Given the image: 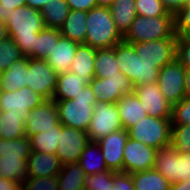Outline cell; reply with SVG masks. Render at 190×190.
Here are the masks:
<instances>
[{
  "mask_svg": "<svg viewBox=\"0 0 190 190\" xmlns=\"http://www.w3.org/2000/svg\"><path fill=\"white\" fill-rule=\"evenodd\" d=\"M6 27L22 55L35 59L36 36L45 28L40 11L26 5L12 9Z\"/></svg>",
  "mask_w": 190,
  "mask_h": 190,
  "instance_id": "cell-1",
  "label": "cell"
},
{
  "mask_svg": "<svg viewBox=\"0 0 190 190\" xmlns=\"http://www.w3.org/2000/svg\"><path fill=\"white\" fill-rule=\"evenodd\" d=\"M97 99L90 85H86L73 99L55 101L59 122L63 126L87 132Z\"/></svg>",
  "mask_w": 190,
  "mask_h": 190,
  "instance_id": "cell-2",
  "label": "cell"
},
{
  "mask_svg": "<svg viewBox=\"0 0 190 190\" xmlns=\"http://www.w3.org/2000/svg\"><path fill=\"white\" fill-rule=\"evenodd\" d=\"M86 45L96 49L112 48L123 41L109 7L96 6L87 12Z\"/></svg>",
  "mask_w": 190,
  "mask_h": 190,
  "instance_id": "cell-3",
  "label": "cell"
},
{
  "mask_svg": "<svg viewBox=\"0 0 190 190\" xmlns=\"http://www.w3.org/2000/svg\"><path fill=\"white\" fill-rule=\"evenodd\" d=\"M177 38L175 32V14L168 13L161 17H144L137 15L123 41L131 43Z\"/></svg>",
  "mask_w": 190,
  "mask_h": 190,
  "instance_id": "cell-4",
  "label": "cell"
},
{
  "mask_svg": "<svg viewBox=\"0 0 190 190\" xmlns=\"http://www.w3.org/2000/svg\"><path fill=\"white\" fill-rule=\"evenodd\" d=\"M117 64L134 86L156 82L160 70L155 64L147 63L136 53L132 44L122 41L114 46Z\"/></svg>",
  "mask_w": 190,
  "mask_h": 190,
  "instance_id": "cell-5",
  "label": "cell"
},
{
  "mask_svg": "<svg viewBox=\"0 0 190 190\" xmlns=\"http://www.w3.org/2000/svg\"><path fill=\"white\" fill-rule=\"evenodd\" d=\"M127 132L129 138L156 150L171 146L172 123L168 118L146 116Z\"/></svg>",
  "mask_w": 190,
  "mask_h": 190,
  "instance_id": "cell-6",
  "label": "cell"
},
{
  "mask_svg": "<svg viewBox=\"0 0 190 190\" xmlns=\"http://www.w3.org/2000/svg\"><path fill=\"white\" fill-rule=\"evenodd\" d=\"M154 169L171 184L190 179V153L180 154L172 146L156 151Z\"/></svg>",
  "mask_w": 190,
  "mask_h": 190,
  "instance_id": "cell-7",
  "label": "cell"
},
{
  "mask_svg": "<svg viewBox=\"0 0 190 190\" xmlns=\"http://www.w3.org/2000/svg\"><path fill=\"white\" fill-rule=\"evenodd\" d=\"M123 129L121 117L116 103L97 100L90 127L87 131L90 141H98L111 132Z\"/></svg>",
  "mask_w": 190,
  "mask_h": 190,
  "instance_id": "cell-8",
  "label": "cell"
},
{
  "mask_svg": "<svg viewBox=\"0 0 190 190\" xmlns=\"http://www.w3.org/2000/svg\"><path fill=\"white\" fill-rule=\"evenodd\" d=\"M58 74L43 59H28L26 85L45 100H51L57 85Z\"/></svg>",
  "mask_w": 190,
  "mask_h": 190,
  "instance_id": "cell-9",
  "label": "cell"
},
{
  "mask_svg": "<svg viewBox=\"0 0 190 190\" xmlns=\"http://www.w3.org/2000/svg\"><path fill=\"white\" fill-rule=\"evenodd\" d=\"M185 70L176 58L160 69L157 83L165 99L172 105L186 97Z\"/></svg>",
  "mask_w": 190,
  "mask_h": 190,
  "instance_id": "cell-10",
  "label": "cell"
},
{
  "mask_svg": "<svg viewBox=\"0 0 190 190\" xmlns=\"http://www.w3.org/2000/svg\"><path fill=\"white\" fill-rule=\"evenodd\" d=\"M176 41L177 38H166L131 44L140 59L155 64V67L160 70L176 58Z\"/></svg>",
  "mask_w": 190,
  "mask_h": 190,
  "instance_id": "cell-11",
  "label": "cell"
},
{
  "mask_svg": "<svg viewBox=\"0 0 190 190\" xmlns=\"http://www.w3.org/2000/svg\"><path fill=\"white\" fill-rule=\"evenodd\" d=\"M97 100L116 103L121 97L134 92V85L122 72L108 78L94 77L89 83Z\"/></svg>",
  "mask_w": 190,
  "mask_h": 190,
  "instance_id": "cell-12",
  "label": "cell"
},
{
  "mask_svg": "<svg viewBox=\"0 0 190 190\" xmlns=\"http://www.w3.org/2000/svg\"><path fill=\"white\" fill-rule=\"evenodd\" d=\"M46 101L41 95L25 86L15 91H0V109L8 114H20L24 119L30 110Z\"/></svg>",
  "mask_w": 190,
  "mask_h": 190,
  "instance_id": "cell-13",
  "label": "cell"
},
{
  "mask_svg": "<svg viewBox=\"0 0 190 190\" xmlns=\"http://www.w3.org/2000/svg\"><path fill=\"white\" fill-rule=\"evenodd\" d=\"M89 141L87 132L62 125L55 155L62 165L79 162L81 153Z\"/></svg>",
  "mask_w": 190,
  "mask_h": 190,
  "instance_id": "cell-14",
  "label": "cell"
},
{
  "mask_svg": "<svg viewBox=\"0 0 190 190\" xmlns=\"http://www.w3.org/2000/svg\"><path fill=\"white\" fill-rule=\"evenodd\" d=\"M156 149L128 138L124 147L123 173L132 174L154 168Z\"/></svg>",
  "mask_w": 190,
  "mask_h": 190,
  "instance_id": "cell-15",
  "label": "cell"
},
{
  "mask_svg": "<svg viewBox=\"0 0 190 190\" xmlns=\"http://www.w3.org/2000/svg\"><path fill=\"white\" fill-rule=\"evenodd\" d=\"M134 92L148 116L171 119L172 104L165 99L157 81L134 86Z\"/></svg>",
  "mask_w": 190,
  "mask_h": 190,
  "instance_id": "cell-16",
  "label": "cell"
},
{
  "mask_svg": "<svg viewBox=\"0 0 190 190\" xmlns=\"http://www.w3.org/2000/svg\"><path fill=\"white\" fill-rule=\"evenodd\" d=\"M59 122L58 108L54 100H46L29 111L25 119V134L30 136L47 129H57Z\"/></svg>",
  "mask_w": 190,
  "mask_h": 190,
  "instance_id": "cell-17",
  "label": "cell"
},
{
  "mask_svg": "<svg viewBox=\"0 0 190 190\" xmlns=\"http://www.w3.org/2000/svg\"><path fill=\"white\" fill-rule=\"evenodd\" d=\"M128 138V132L123 128L111 132L106 137L97 141L108 170H112L116 173L123 172V151Z\"/></svg>",
  "mask_w": 190,
  "mask_h": 190,
  "instance_id": "cell-18",
  "label": "cell"
},
{
  "mask_svg": "<svg viewBox=\"0 0 190 190\" xmlns=\"http://www.w3.org/2000/svg\"><path fill=\"white\" fill-rule=\"evenodd\" d=\"M61 167L55 154L32 151L27 158V178L57 176Z\"/></svg>",
  "mask_w": 190,
  "mask_h": 190,
  "instance_id": "cell-19",
  "label": "cell"
},
{
  "mask_svg": "<svg viewBox=\"0 0 190 190\" xmlns=\"http://www.w3.org/2000/svg\"><path fill=\"white\" fill-rule=\"evenodd\" d=\"M78 45L79 43L61 36L45 60L58 75L69 72Z\"/></svg>",
  "mask_w": 190,
  "mask_h": 190,
  "instance_id": "cell-20",
  "label": "cell"
},
{
  "mask_svg": "<svg viewBox=\"0 0 190 190\" xmlns=\"http://www.w3.org/2000/svg\"><path fill=\"white\" fill-rule=\"evenodd\" d=\"M116 105L121 117V123L126 130L148 116L135 92L121 97L116 102Z\"/></svg>",
  "mask_w": 190,
  "mask_h": 190,
  "instance_id": "cell-21",
  "label": "cell"
},
{
  "mask_svg": "<svg viewBox=\"0 0 190 190\" xmlns=\"http://www.w3.org/2000/svg\"><path fill=\"white\" fill-rule=\"evenodd\" d=\"M96 51V48H92L89 45L79 44L70 66V72L86 78L90 82L95 77L94 61Z\"/></svg>",
  "mask_w": 190,
  "mask_h": 190,
  "instance_id": "cell-22",
  "label": "cell"
},
{
  "mask_svg": "<svg viewBox=\"0 0 190 190\" xmlns=\"http://www.w3.org/2000/svg\"><path fill=\"white\" fill-rule=\"evenodd\" d=\"M86 78L79 77L72 72L59 74L57 77V85L52 100H69L73 99L84 86L89 85Z\"/></svg>",
  "mask_w": 190,
  "mask_h": 190,
  "instance_id": "cell-23",
  "label": "cell"
},
{
  "mask_svg": "<svg viewBox=\"0 0 190 190\" xmlns=\"http://www.w3.org/2000/svg\"><path fill=\"white\" fill-rule=\"evenodd\" d=\"M87 12L70 10L62 27L59 29L63 37L69 38L79 44H84L86 39Z\"/></svg>",
  "mask_w": 190,
  "mask_h": 190,
  "instance_id": "cell-24",
  "label": "cell"
},
{
  "mask_svg": "<svg viewBox=\"0 0 190 190\" xmlns=\"http://www.w3.org/2000/svg\"><path fill=\"white\" fill-rule=\"evenodd\" d=\"M28 59L29 57L23 56L3 71L0 91H15L27 86L25 81Z\"/></svg>",
  "mask_w": 190,
  "mask_h": 190,
  "instance_id": "cell-25",
  "label": "cell"
},
{
  "mask_svg": "<svg viewBox=\"0 0 190 190\" xmlns=\"http://www.w3.org/2000/svg\"><path fill=\"white\" fill-rule=\"evenodd\" d=\"M109 9L117 30L124 36L137 17L135 0H115Z\"/></svg>",
  "mask_w": 190,
  "mask_h": 190,
  "instance_id": "cell-26",
  "label": "cell"
},
{
  "mask_svg": "<svg viewBox=\"0 0 190 190\" xmlns=\"http://www.w3.org/2000/svg\"><path fill=\"white\" fill-rule=\"evenodd\" d=\"M58 178V190H84L86 173L78 162L62 165Z\"/></svg>",
  "mask_w": 190,
  "mask_h": 190,
  "instance_id": "cell-27",
  "label": "cell"
},
{
  "mask_svg": "<svg viewBox=\"0 0 190 190\" xmlns=\"http://www.w3.org/2000/svg\"><path fill=\"white\" fill-rule=\"evenodd\" d=\"M78 163L87 176L108 170L100 146L96 141H89L82 151Z\"/></svg>",
  "mask_w": 190,
  "mask_h": 190,
  "instance_id": "cell-28",
  "label": "cell"
},
{
  "mask_svg": "<svg viewBox=\"0 0 190 190\" xmlns=\"http://www.w3.org/2000/svg\"><path fill=\"white\" fill-rule=\"evenodd\" d=\"M70 12L66 0H49L41 9L45 28L60 29Z\"/></svg>",
  "mask_w": 190,
  "mask_h": 190,
  "instance_id": "cell-29",
  "label": "cell"
},
{
  "mask_svg": "<svg viewBox=\"0 0 190 190\" xmlns=\"http://www.w3.org/2000/svg\"><path fill=\"white\" fill-rule=\"evenodd\" d=\"M131 175L135 190H170L171 183L154 168Z\"/></svg>",
  "mask_w": 190,
  "mask_h": 190,
  "instance_id": "cell-30",
  "label": "cell"
},
{
  "mask_svg": "<svg viewBox=\"0 0 190 190\" xmlns=\"http://www.w3.org/2000/svg\"><path fill=\"white\" fill-rule=\"evenodd\" d=\"M95 77L108 78V76L118 75L120 68L117 64L114 47L97 49L95 61Z\"/></svg>",
  "mask_w": 190,
  "mask_h": 190,
  "instance_id": "cell-31",
  "label": "cell"
},
{
  "mask_svg": "<svg viewBox=\"0 0 190 190\" xmlns=\"http://www.w3.org/2000/svg\"><path fill=\"white\" fill-rule=\"evenodd\" d=\"M62 124L57 129H47L29 137L32 151L55 154Z\"/></svg>",
  "mask_w": 190,
  "mask_h": 190,
  "instance_id": "cell-32",
  "label": "cell"
},
{
  "mask_svg": "<svg viewBox=\"0 0 190 190\" xmlns=\"http://www.w3.org/2000/svg\"><path fill=\"white\" fill-rule=\"evenodd\" d=\"M0 176L22 183L27 178V158H4L0 156Z\"/></svg>",
  "mask_w": 190,
  "mask_h": 190,
  "instance_id": "cell-33",
  "label": "cell"
},
{
  "mask_svg": "<svg viewBox=\"0 0 190 190\" xmlns=\"http://www.w3.org/2000/svg\"><path fill=\"white\" fill-rule=\"evenodd\" d=\"M0 136L2 139H17L26 136L25 119L20 114L2 112Z\"/></svg>",
  "mask_w": 190,
  "mask_h": 190,
  "instance_id": "cell-34",
  "label": "cell"
},
{
  "mask_svg": "<svg viewBox=\"0 0 190 190\" xmlns=\"http://www.w3.org/2000/svg\"><path fill=\"white\" fill-rule=\"evenodd\" d=\"M31 152V142L27 136L2 139L0 143V156L4 158H28Z\"/></svg>",
  "mask_w": 190,
  "mask_h": 190,
  "instance_id": "cell-35",
  "label": "cell"
},
{
  "mask_svg": "<svg viewBox=\"0 0 190 190\" xmlns=\"http://www.w3.org/2000/svg\"><path fill=\"white\" fill-rule=\"evenodd\" d=\"M61 37L59 29L44 28L36 36L35 59L45 60Z\"/></svg>",
  "mask_w": 190,
  "mask_h": 190,
  "instance_id": "cell-36",
  "label": "cell"
},
{
  "mask_svg": "<svg viewBox=\"0 0 190 190\" xmlns=\"http://www.w3.org/2000/svg\"><path fill=\"white\" fill-rule=\"evenodd\" d=\"M23 55L11 36H7L0 42V70L8 69L12 63Z\"/></svg>",
  "mask_w": 190,
  "mask_h": 190,
  "instance_id": "cell-37",
  "label": "cell"
},
{
  "mask_svg": "<svg viewBox=\"0 0 190 190\" xmlns=\"http://www.w3.org/2000/svg\"><path fill=\"white\" fill-rule=\"evenodd\" d=\"M171 146L178 153H190V124L172 125Z\"/></svg>",
  "mask_w": 190,
  "mask_h": 190,
  "instance_id": "cell-38",
  "label": "cell"
},
{
  "mask_svg": "<svg viewBox=\"0 0 190 190\" xmlns=\"http://www.w3.org/2000/svg\"><path fill=\"white\" fill-rule=\"evenodd\" d=\"M106 170L94 175H88L85 180L84 190H111L114 186V174Z\"/></svg>",
  "mask_w": 190,
  "mask_h": 190,
  "instance_id": "cell-39",
  "label": "cell"
},
{
  "mask_svg": "<svg viewBox=\"0 0 190 190\" xmlns=\"http://www.w3.org/2000/svg\"><path fill=\"white\" fill-rule=\"evenodd\" d=\"M137 15L144 17L166 16L169 11L161 0H135Z\"/></svg>",
  "mask_w": 190,
  "mask_h": 190,
  "instance_id": "cell-40",
  "label": "cell"
},
{
  "mask_svg": "<svg viewBox=\"0 0 190 190\" xmlns=\"http://www.w3.org/2000/svg\"><path fill=\"white\" fill-rule=\"evenodd\" d=\"M21 190H58L57 176L26 178L21 183Z\"/></svg>",
  "mask_w": 190,
  "mask_h": 190,
  "instance_id": "cell-41",
  "label": "cell"
},
{
  "mask_svg": "<svg viewBox=\"0 0 190 190\" xmlns=\"http://www.w3.org/2000/svg\"><path fill=\"white\" fill-rule=\"evenodd\" d=\"M172 125L190 124V97H184L179 103L172 105Z\"/></svg>",
  "mask_w": 190,
  "mask_h": 190,
  "instance_id": "cell-42",
  "label": "cell"
},
{
  "mask_svg": "<svg viewBox=\"0 0 190 190\" xmlns=\"http://www.w3.org/2000/svg\"><path fill=\"white\" fill-rule=\"evenodd\" d=\"M175 32L176 35L190 37V3L175 14Z\"/></svg>",
  "mask_w": 190,
  "mask_h": 190,
  "instance_id": "cell-43",
  "label": "cell"
},
{
  "mask_svg": "<svg viewBox=\"0 0 190 190\" xmlns=\"http://www.w3.org/2000/svg\"><path fill=\"white\" fill-rule=\"evenodd\" d=\"M176 59L186 69H190V37L177 35Z\"/></svg>",
  "mask_w": 190,
  "mask_h": 190,
  "instance_id": "cell-44",
  "label": "cell"
},
{
  "mask_svg": "<svg viewBox=\"0 0 190 190\" xmlns=\"http://www.w3.org/2000/svg\"><path fill=\"white\" fill-rule=\"evenodd\" d=\"M26 5L25 0H0V21L7 23L12 9Z\"/></svg>",
  "mask_w": 190,
  "mask_h": 190,
  "instance_id": "cell-45",
  "label": "cell"
},
{
  "mask_svg": "<svg viewBox=\"0 0 190 190\" xmlns=\"http://www.w3.org/2000/svg\"><path fill=\"white\" fill-rule=\"evenodd\" d=\"M134 189L132 175L123 172L114 174V186L111 190H132Z\"/></svg>",
  "mask_w": 190,
  "mask_h": 190,
  "instance_id": "cell-46",
  "label": "cell"
},
{
  "mask_svg": "<svg viewBox=\"0 0 190 190\" xmlns=\"http://www.w3.org/2000/svg\"><path fill=\"white\" fill-rule=\"evenodd\" d=\"M70 10H80L88 12L96 7V0H66Z\"/></svg>",
  "mask_w": 190,
  "mask_h": 190,
  "instance_id": "cell-47",
  "label": "cell"
},
{
  "mask_svg": "<svg viewBox=\"0 0 190 190\" xmlns=\"http://www.w3.org/2000/svg\"><path fill=\"white\" fill-rule=\"evenodd\" d=\"M188 0H161L164 7L172 14H176L180 9H182Z\"/></svg>",
  "mask_w": 190,
  "mask_h": 190,
  "instance_id": "cell-48",
  "label": "cell"
},
{
  "mask_svg": "<svg viewBox=\"0 0 190 190\" xmlns=\"http://www.w3.org/2000/svg\"><path fill=\"white\" fill-rule=\"evenodd\" d=\"M0 190H21V183L0 176Z\"/></svg>",
  "mask_w": 190,
  "mask_h": 190,
  "instance_id": "cell-49",
  "label": "cell"
},
{
  "mask_svg": "<svg viewBox=\"0 0 190 190\" xmlns=\"http://www.w3.org/2000/svg\"><path fill=\"white\" fill-rule=\"evenodd\" d=\"M49 0H25L26 6H29L33 9L41 11L45 3H48Z\"/></svg>",
  "mask_w": 190,
  "mask_h": 190,
  "instance_id": "cell-50",
  "label": "cell"
},
{
  "mask_svg": "<svg viewBox=\"0 0 190 190\" xmlns=\"http://www.w3.org/2000/svg\"><path fill=\"white\" fill-rule=\"evenodd\" d=\"M170 190H190V179L171 184Z\"/></svg>",
  "mask_w": 190,
  "mask_h": 190,
  "instance_id": "cell-51",
  "label": "cell"
},
{
  "mask_svg": "<svg viewBox=\"0 0 190 190\" xmlns=\"http://www.w3.org/2000/svg\"><path fill=\"white\" fill-rule=\"evenodd\" d=\"M185 93L187 97H190V69L185 70Z\"/></svg>",
  "mask_w": 190,
  "mask_h": 190,
  "instance_id": "cell-52",
  "label": "cell"
},
{
  "mask_svg": "<svg viewBox=\"0 0 190 190\" xmlns=\"http://www.w3.org/2000/svg\"><path fill=\"white\" fill-rule=\"evenodd\" d=\"M7 36L9 35H8L6 24L0 21V42Z\"/></svg>",
  "mask_w": 190,
  "mask_h": 190,
  "instance_id": "cell-53",
  "label": "cell"
},
{
  "mask_svg": "<svg viewBox=\"0 0 190 190\" xmlns=\"http://www.w3.org/2000/svg\"><path fill=\"white\" fill-rule=\"evenodd\" d=\"M115 0H96V5L100 7H110Z\"/></svg>",
  "mask_w": 190,
  "mask_h": 190,
  "instance_id": "cell-54",
  "label": "cell"
},
{
  "mask_svg": "<svg viewBox=\"0 0 190 190\" xmlns=\"http://www.w3.org/2000/svg\"><path fill=\"white\" fill-rule=\"evenodd\" d=\"M2 74H3V71L0 70V85H1V82H2Z\"/></svg>",
  "mask_w": 190,
  "mask_h": 190,
  "instance_id": "cell-55",
  "label": "cell"
},
{
  "mask_svg": "<svg viewBox=\"0 0 190 190\" xmlns=\"http://www.w3.org/2000/svg\"><path fill=\"white\" fill-rule=\"evenodd\" d=\"M1 117H2V111L0 109V125H1Z\"/></svg>",
  "mask_w": 190,
  "mask_h": 190,
  "instance_id": "cell-56",
  "label": "cell"
}]
</instances>
